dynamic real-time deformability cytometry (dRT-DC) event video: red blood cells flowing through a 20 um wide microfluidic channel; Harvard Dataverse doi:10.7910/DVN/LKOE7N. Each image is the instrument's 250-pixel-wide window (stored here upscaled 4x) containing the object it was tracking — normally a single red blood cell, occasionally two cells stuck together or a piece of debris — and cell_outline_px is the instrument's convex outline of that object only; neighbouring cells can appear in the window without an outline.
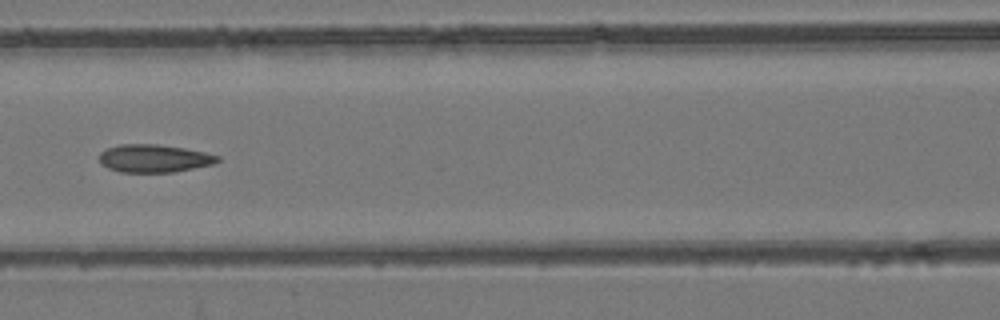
{"species": "common noctule bat (a hibernating species)", "species_latin": "Nyctalus noctula", "temperature_condition": "room temperature", "stored_images_in_passage": 7, "camera_frame_rate_fps": 3000, "um_per_image_px": 0.085, "animal": {"sex": "female", "body_mass_g": 24.6, "forearm_length_mm": 56.2}, "frame": {"image": 1, "passage_image": 7, "time_ms": 8.333, "image_size_px": [1000, 320], "cell_outline_px": [[220, 160], [212, 164], [172, 172], [120, 172], [108, 168], [100, 164], [100, 152], [108, 148], [120, 144], [156, 144], [184, 148], [204, 152], [220, 156]], "centroid_in_image_um": [13.07, 13.46], "position_along_channel_um": 153.5, "area_um2": 19.07}}